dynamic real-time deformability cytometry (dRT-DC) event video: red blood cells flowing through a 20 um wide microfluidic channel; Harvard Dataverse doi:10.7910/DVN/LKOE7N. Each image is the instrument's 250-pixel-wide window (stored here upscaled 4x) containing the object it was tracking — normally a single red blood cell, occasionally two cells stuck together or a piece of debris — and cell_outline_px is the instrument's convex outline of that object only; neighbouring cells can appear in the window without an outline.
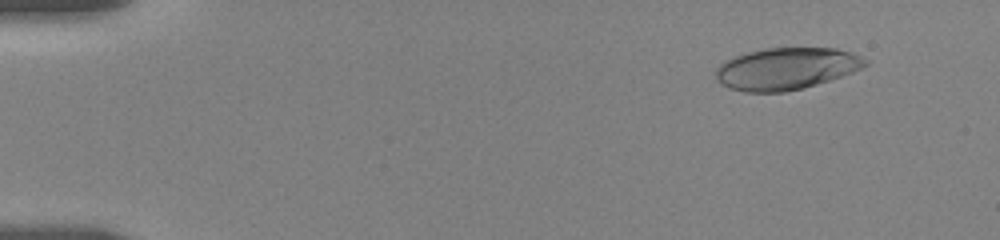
{"species": "human", "species_latin": "Homo sapiens", "temperature_condition": "room temperature", "stored_images_in_passage": 7, "camera_frame_rate_fps": 3000, "um_per_image_px": 0.085, "donor": {"sex": "female"}, "frame": {"image": 1, "passage_image": 2, "time_ms": 1.333, "image_size_px": [1000, 240], "cell_outline_px": [[868, 64], [852, 72], [816, 84], [784, 92], [744, 92], [728, 88], [720, 84], [716, 80], [716, 68], [724, 60], [748, 52], [764, 48], [836, 48], [852, 52], [868, 60]], "centroid_in_image_um": [66.79, 5.83], "position_along_channel_um": 18.2, "area_um2": 36.41}}
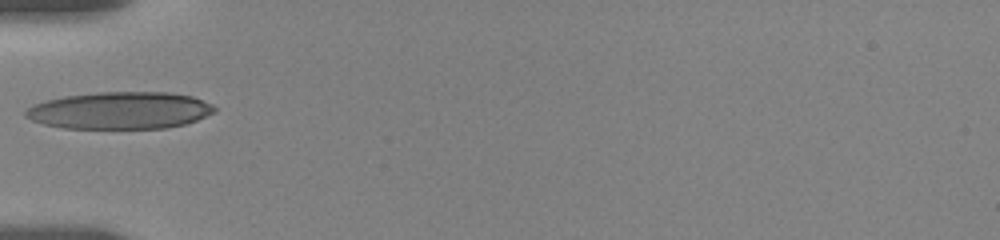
{"frame": {"image": 2, "passage_image": 6, "time_ms": 6.0, "image_size_px": [1000, 240], "cell_outline_px": [[216, 112], [196, 120], [184, 124], [164, 128], [64, 128], [44, 124], [32, 120], [24, 116], [24, 112], [32, 104], [64, 96], [100, 92], [168, 92], [192, 96], [212, 104], [216, 108]], "centroid_in_image_um": [10.2, 9.38], "position_along_channel_um": 74.8, "area_um2": 40.81}}
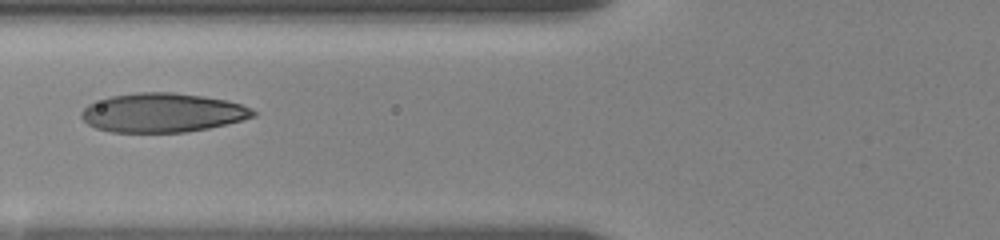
{"frame": {"image": 3, "passage_image": 7, "time_ms": 7.0, "image_size_px": [1000, 240], "cell_outline_px": [[256, 116], [208, 128], [184, 132], [112, 132], [96, 128], [88, 124], [80, 116], [80, 112], [88, 104], [108, 96], [136, 92], [172, 92], [204, 96], [224, 100], [240, 104], [252, 108], [256, 112]], "centroid_in_image_um": [13.77, 9.57], "position_along_channel_um": 112.0, "area_um2": 39.07}}